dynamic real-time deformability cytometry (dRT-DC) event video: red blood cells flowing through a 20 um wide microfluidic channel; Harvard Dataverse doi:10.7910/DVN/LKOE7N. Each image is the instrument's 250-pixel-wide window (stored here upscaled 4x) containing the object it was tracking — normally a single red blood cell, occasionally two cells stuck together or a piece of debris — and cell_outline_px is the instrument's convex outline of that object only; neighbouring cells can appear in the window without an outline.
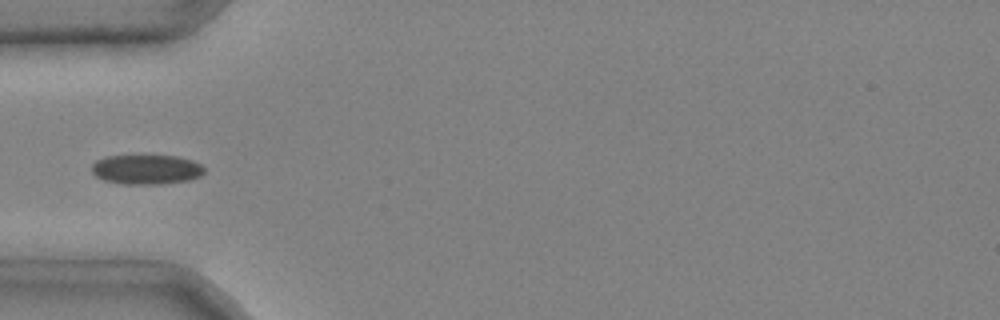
{"species": "common noctule bat (a hibernating species)", "species_latin": "Nyctalus noctula", "temperature_condition": "cold", "stored_images_in_passage": 5, "camera_frame_rate_fps": 3000, "um_per_image_px": 0.085, "animal": {"sex": "male", "body_mass_g": 20.4}, "frame": {"image": 1, "passage_image": 5, "time_ms": 1.333, "image_size_px": [1000, 320], "cell_outline_px": [[204, 172], [200, 176], [188, 180], [160, 184], [124, 184], [104, 180], [96, 176], [92, 172], [92, 164], [96, 160], [108, 156], [144, 152], [176, 156], [192, 160], [200, 164], [204, 168]], "centroid_in_image_um": [12.42, 14.34], "position_along_channel_um": 72.6, "area_um2": 20.29}}